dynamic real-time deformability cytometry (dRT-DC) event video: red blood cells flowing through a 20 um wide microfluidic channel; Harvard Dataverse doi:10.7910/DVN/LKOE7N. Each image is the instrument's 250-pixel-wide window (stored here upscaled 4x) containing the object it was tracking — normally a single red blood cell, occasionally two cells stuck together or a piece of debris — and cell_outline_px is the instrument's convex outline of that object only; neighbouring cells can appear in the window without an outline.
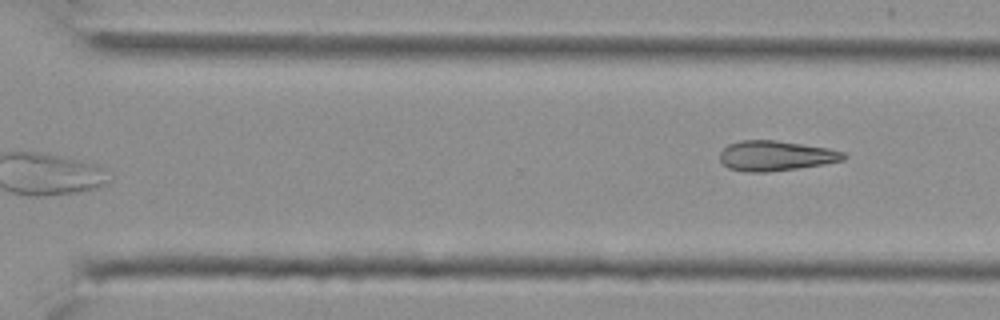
{"species": "Egyptian fruit bat (a non-hibernating species)", "species_latin": "Rousettus aegyptiacus", "temperature_condition": "cold", "stored_images_in_passage": 15, "camera_frame_rate_fps": 3000, "um_per_image_px": 0.085, "animal": {"sex": "female"}, "frame": {"image": 1, "passage_image": 15, "time_ms": 4.667, "image_size_px": [1000, 320], "cell_outline_px": [[848, 156], [844, 160], [824, 164], [768, 172], [748, 172], [728, 168], [720, 160], [720, 152], [728, 144], [740, 140], [776, 140], [828, 148], [844, 152]], "centroid_in_image_um": [65.94, 13.23], "position_along_channel_um": 304.7, "area_um2": 21.68}}